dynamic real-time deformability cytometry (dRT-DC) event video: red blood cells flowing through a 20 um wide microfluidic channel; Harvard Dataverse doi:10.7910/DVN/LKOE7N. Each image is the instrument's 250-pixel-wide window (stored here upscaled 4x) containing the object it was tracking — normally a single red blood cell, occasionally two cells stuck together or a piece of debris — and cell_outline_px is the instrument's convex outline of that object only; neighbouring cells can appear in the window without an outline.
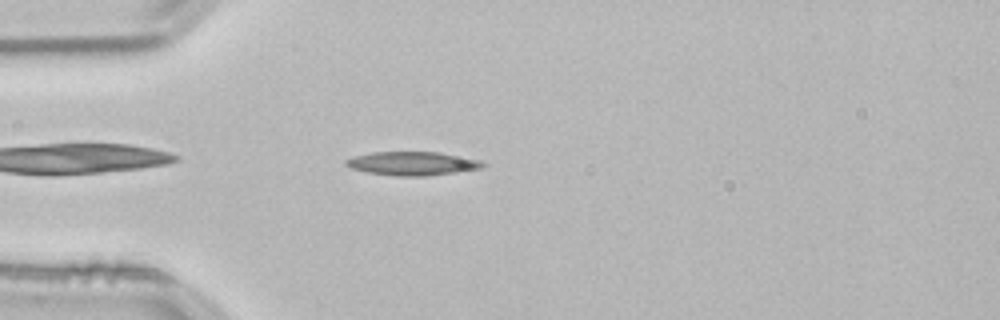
{"species": "common noctule bat (a hibernating species)", "species_latin": "Nyctalus noctula", "temperature_condition": "room temperature", "stored_images_in_passage": 41, "camera_frame_rate_fps": 3000, "um_per_image_px": 0.085, "animal": {"sex": "male", "body_mass_g": 21.5, "forearm_length_mm": 52.0}, "frame": {"image": 1, "passage_image": 3, "time_ms": 0.667, "image_size_px": [1000, 320], "cell_outline_px": [[484, 168], [456, 172], [424, 176], [396, 176], [368, 172], [352, 168], [344, 164], [344, 160], [356, 156], [372, 152], [440, 152], [480, 160], [484, 164]], "centroid_in_image_um": [35.06, 13.89], "position_along_channel_um": 49.9, "area_um2": 18.73}}
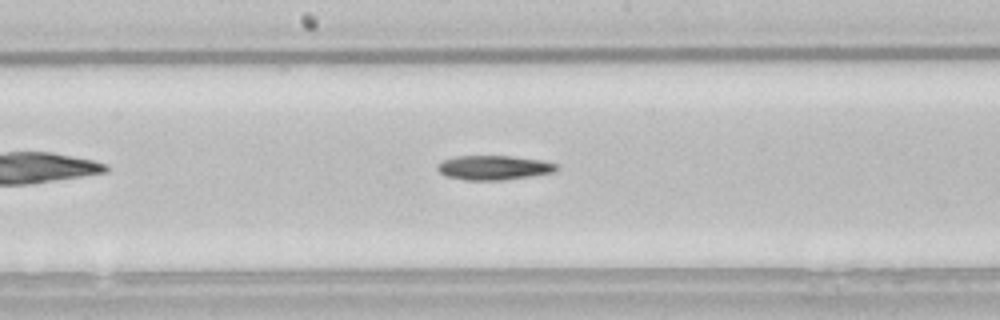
{"frame": {"image": 2, "passage_image": 16, "time_ms": 5.0, "image_size_px": [1000, 320], "cell_outline_px": [[560, 168], [556, 172], [500, 180], [468, 180], [448, 176], [440, 172], [436, 168], [444, 160], [456, 156], [512, 156], [540, 160], [560, 164]], "centroid_in_image_um": [42.05, 14.24], "position_along_channel_um": 206.2, "area_um2": 16.76}}
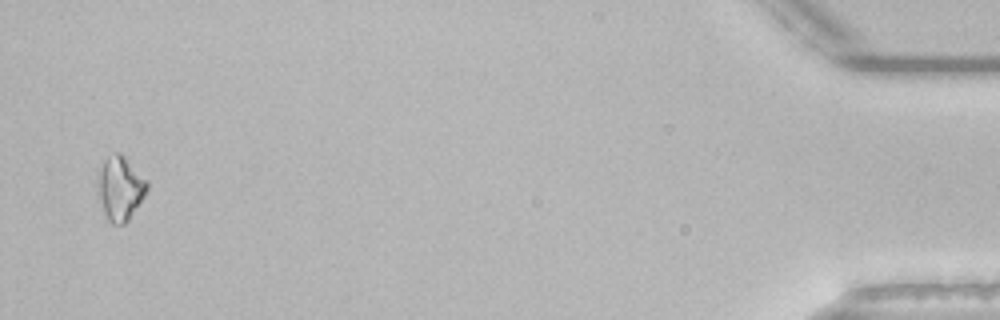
{"frame": {"image": 3, "passage_image": 40, "time_ms": 13.0, "image_size_px": [1000, 320], "cell_outline_px": [[148, 188], [144, 196], [128, 220], [124, 224], [112, 224], [108, 220], [100, 204], [96, 192], [96, 176], [104, 160], [108, 156], [116, 152], [120, 152], [148, 180]], "centroid_in_image_um": [10.18, 15.99], "position_along_channel_um": 425.0, "area_um2": 18.67}}